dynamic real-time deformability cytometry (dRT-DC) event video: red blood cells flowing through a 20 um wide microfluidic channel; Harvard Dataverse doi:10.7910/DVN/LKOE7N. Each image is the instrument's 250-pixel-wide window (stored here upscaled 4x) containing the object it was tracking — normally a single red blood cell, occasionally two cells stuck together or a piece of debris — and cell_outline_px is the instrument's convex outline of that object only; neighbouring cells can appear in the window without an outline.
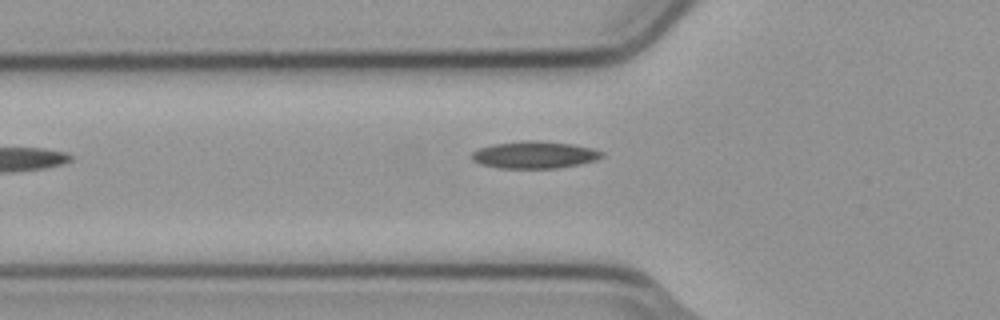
{"species": "common noctule bat (a hibernating species)", "species_latin": "Nyctalus noctula", "temperature_condition": "cold", "stored_images_in_passage": 3, "camera_frame_rate_fps": 3000, "um_per_image_px": 0.085, "animal": {"sex": "male", "body_mass_g": 23.1, "forearm_length_mm": 52.7}, "frame": {"image": 1, "passage_image": 3, "time_ms": 0.667, "image_size_px": [1000, 320], "cell_outline_px": [[604, 156], [596, 160], [580, 164], [556, 168], [500, 168], [480, 164], [472, 160], [472, 152], [480, 148], [492, 144], [528, 140], [540, 140], [572, 144], [592, 148], [604, 152]], "centroid_in_image_um": [45.45, 13.16], "position_along_channel_um": 80.3, "area_um2": 20.63}}